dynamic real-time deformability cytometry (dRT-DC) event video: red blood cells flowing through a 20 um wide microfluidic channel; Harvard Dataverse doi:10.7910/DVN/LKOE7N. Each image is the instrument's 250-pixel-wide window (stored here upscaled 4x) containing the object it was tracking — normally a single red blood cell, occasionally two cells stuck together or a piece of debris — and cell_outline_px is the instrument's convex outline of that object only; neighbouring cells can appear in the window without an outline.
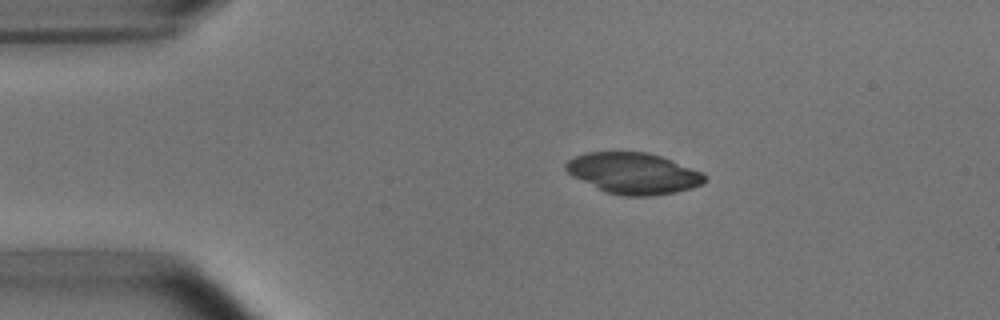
{"species": "common noctule bat (a hibernating species)", "species_latin": "Nyctalus noctula", "temperature_condition": "room temperature", "stored_images_in_passage": 21, "camera_frame_rate_fps": 3000, "um_per_image_px": 0.085, "animal": {"sex": "male", "body_mass_g": 15.6}, "frame": {"image": 1, "passage_image": 1, "time_ms": 0.0, "image_size_px": [1000, 320], "cell_outline_px": [[708, 180], [704, 184], [692, 188], [676, 192], [652, 196], [624, 196], [604, 192], [572, 176], [564, 168], [564, 164], [568, 160], [576, 156], [588, 152], [648, 152], [660, 156], [704, 172], [708, 176]], "centroid_in_image_um": [53.88, 14.74], "position_along_channel_um": 31.1, "area_um2": 33.58}}